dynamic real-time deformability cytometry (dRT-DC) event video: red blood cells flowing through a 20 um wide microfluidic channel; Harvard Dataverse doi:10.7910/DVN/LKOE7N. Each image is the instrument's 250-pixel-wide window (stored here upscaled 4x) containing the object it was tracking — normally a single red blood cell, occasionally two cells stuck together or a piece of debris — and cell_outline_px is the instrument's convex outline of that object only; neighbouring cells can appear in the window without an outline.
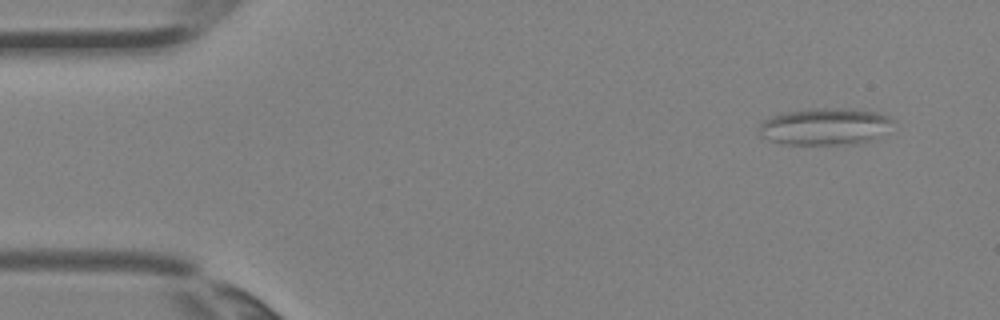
{"species": "Egyptian fruit bat (a non-hibernating species)", "species_latin": "Rousettus aegyptiacus", "temperature_condition": "room temperature", "stored_images_in_passage": 4, "camera_frame_rate_fps": 3000, "um_per_image_px": 0.085, "animal": {"sex": "female"}, "frame": {"image": 1, "passage_image": 1, "time_ms": 0.0, "image_size_px": [1000, 320], "cell_outline_px": [[896, 120], [872, 140], [856, 144], [784, 144], [760, 136], [760, 124], [764, 120], [780, 112], [812, 108], [856, 108], [880, 112]], "centroid_in_image_um": [70.13, 10.72], "position_along_channel_um": 14.9, "area_um2": 28.96}}